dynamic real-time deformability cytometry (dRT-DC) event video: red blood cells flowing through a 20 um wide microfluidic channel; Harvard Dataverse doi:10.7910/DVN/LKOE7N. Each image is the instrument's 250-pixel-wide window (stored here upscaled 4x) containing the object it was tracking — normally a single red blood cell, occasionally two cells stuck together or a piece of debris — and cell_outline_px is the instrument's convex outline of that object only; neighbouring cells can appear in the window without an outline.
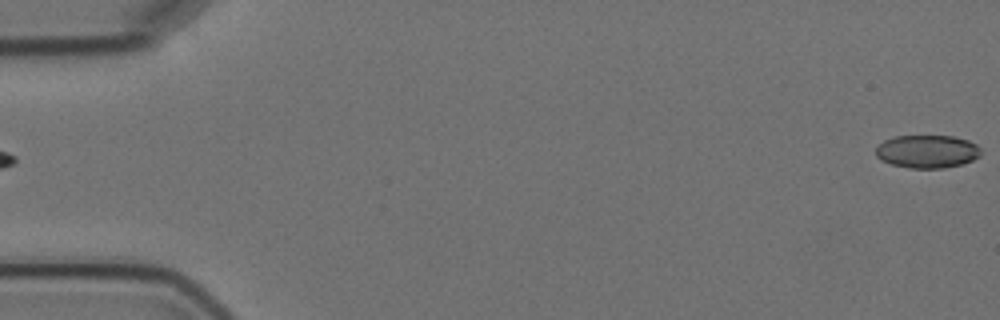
{"species": "Egyptian fruit bat (a non-hibernating species)", "species_latin": "Rousettus aegyptiacus", "temperature_condition": "cold", "stored_images_in_passage": 4, "segment_of_instrument_passage": [2, 2], "camera_frame_rate_fps": 3000, "um_per_image_px": 0.085, "animal": {"sex": "female"}, "frame": {"image": 1, "passage_image": 4, "time_ms": 4.667, "image_size_px": [1000, 320], "cell_outline_px": [[980, 156], [972, 160], [960, 164], [944, 168], [908, 168], [892, 164], [880, 160], [876, 156], [876, 148], [884, 140], [892, 136], [952, 136], [968, 140], [976, 144], [980, 148]], "centroid_in_image_um": [78.79, 12.87], "position_along_channel_um": 6.2, "area_um2": 20.23}}